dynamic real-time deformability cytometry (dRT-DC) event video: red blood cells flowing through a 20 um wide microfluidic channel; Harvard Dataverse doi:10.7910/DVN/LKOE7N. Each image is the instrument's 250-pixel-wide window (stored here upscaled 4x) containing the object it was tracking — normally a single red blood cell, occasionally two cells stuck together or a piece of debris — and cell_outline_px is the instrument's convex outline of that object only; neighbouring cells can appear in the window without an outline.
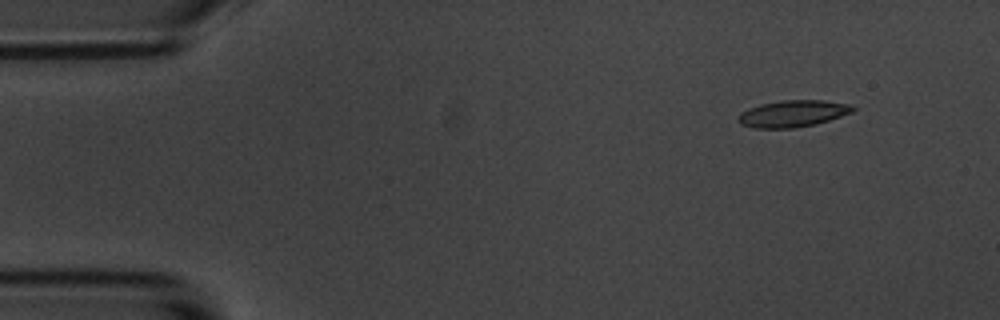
{"species": "common noctule bat (a hibernating species)", "species_latin": "Nyctalus noctula", "temperature_condition": "room temperature", "stored_images_in_passage": 5, "camera_frame_rate_fps": 3000, "um_per_image_px": 0.085, "animal": {"sex": "male", "body_mass_g": 20.1, "forearm_length_mm": 53.5}, "frame": {"image": 1, "passage_image": 2, "time_ms": 1.0, "image_size_px": [1000, 320], "cell_outline_px": [[856, 108], [852, 112], [816, 124], [796, 128], [756, 128], [740, 124], [736, 120], [740, 112], [748, 108], [760, 104], [780, 100], [824, 100], [852, 104]], "centroid_in_image_um": [67.37, 9.65], "position_along_channel_um": 17.6, "area_um2": 18.03}}
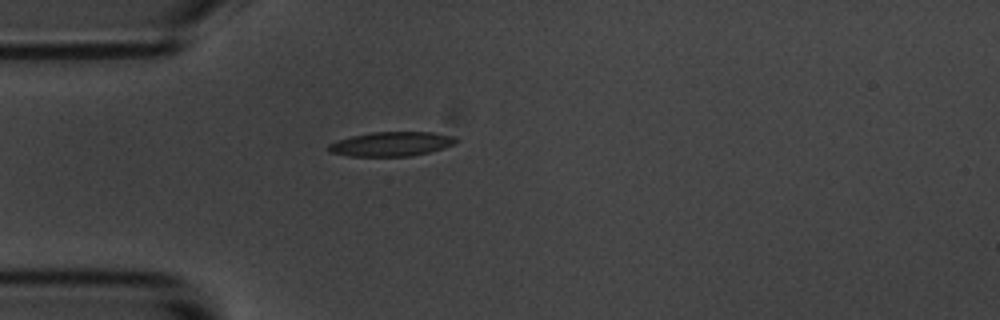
{"frame": {"image": 2, "passage_image": 4, "time_ms": 4.333, "image_size_px": [1000, 320], "cell_outline_px": [[460, 140], [456, 144], [444, 148], [428, 152], [408, 156], [348, 156], [328, 152], [328, 144], [352, 136], [372, 132], [432, 132], [452, 136]], "centroid_in_image_um": [33.28, 12.24], "position_along_channel_um": 51.7, "area_um2": 18.03}}